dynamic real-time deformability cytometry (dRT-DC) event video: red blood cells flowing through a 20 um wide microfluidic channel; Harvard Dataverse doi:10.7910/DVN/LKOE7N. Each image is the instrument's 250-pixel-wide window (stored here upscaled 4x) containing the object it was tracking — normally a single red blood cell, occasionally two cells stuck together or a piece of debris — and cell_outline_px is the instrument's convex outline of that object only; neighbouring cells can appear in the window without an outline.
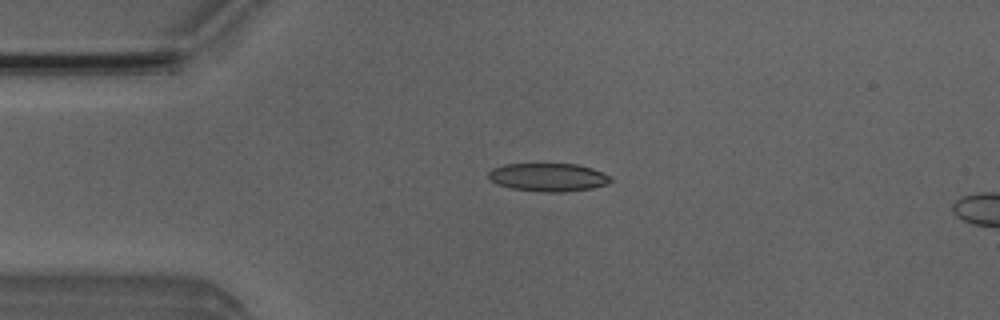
{"species": "Egyptian fruit bat (a non-hibernating species)", "species_latin": "Rousettus aegyptiacus", "temperature_condition": "room temperature", "stored_images_in_passage": 5, "segment_of_instrument_passage": [1, 2], "camera_frame_rate_fps": 3000, "um_per_image_px": 0.085, "animal": {"sex": "male"}, "frame": {"image": 1, "passage_image": 3, "time_ms": 2.333, "image_size_px": [1000, 320], "cell_outline_px": [[612, 180], [608, 184], [592, 188], [564, 192], [540, 192], [512, 188], [496, 184], [488, 176], [488, 172], [492, 168], [504, 164], [576, 164], [592, 168], [612, 176]], "centroid_in_image_um": [46.62, 15.07], "position_along_channel_um": 38.4, "area_um2": 20.17}}